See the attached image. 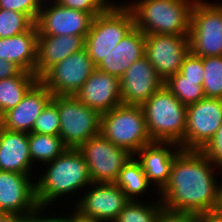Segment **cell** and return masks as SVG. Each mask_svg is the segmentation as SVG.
Masks as SVG:
<instances>
[{
	"mask_svg": "<svg viewBox=\"0 0 222 222\" xmlns=\"http://www.w3.org/2000/svg\"><path fill=\"white\" fill-rule=\"evenodd\" d=\"M205 97L222 99V56L203 58Z\"/></svg>",
	"mask_w": 222,
	"mask_h": 222,
	"instance_id": "cell-28",
	"label": "cell"
},
{
	"mask_svg": "<svg viewBox=\"0 0 222 222\" xmlns=\"http://www.w3.org/2000/svg\"><path fill=\"white\" fill-rule=\"evenodd\" d=\"M181 150L174 142L152 141L133 155L140 163L148 182L152 187L155 185L154 189L157 187V193L168 183L175 156Z\"/></svg>",
	"mask_w": 222,
	"mask_h": 222,
	"instance_id": "cell-17",
	"label": "cell"
},
{
	"mask_svg": "<svg viewBox=\"0 0 222 222\" xmlns=\"http://www.w3.org/2000/svg\"><path fill=\"white\" fill-rule=\"evenodd\" d=\"M163 85L164 81L144 56L133 62L120 78L122 104L142 106Z\"/></svg>",
	"mask_w": 222,
	"mask_h": 222,
	"instance_id": "cell-15",
	"label": "cell"
},
{
	"mask_svg": "<svg viewBox=\"0 0 222 222\" xmlns=\"http://www.w3.org/2000/svg\"><path fill=\"white\" fill-rule=\"evenodd\" d=\"M190 52L189 35H145V56L165 82Z\"/></svg>",
	"mask_w": 222,
	"mask_h": 222,
	"instance_id": "cell-12",
	"label": "cell"
},
{
	"mask_svg": "<svg viewBox=\"0 0 222 222\" xmlns=\"http://www.w3.org/2000/svg\"><path fill=\"white\" fill-rule=\"evenodd\" d=\"M195 0H135L125 5L135 27L145 35H189L191 9Z\"/></svg>",
	"mask_w": 222,
	"mask_h": 222,
	"instance_id": "cell-3",
	"label": "cell"
},
{
	"mask_svg": "<svg viewBox=\"0 0 222 222\" xmlns=\"http://www.w3.org/2000/svg\"><path fill=\"white\" fill-rule=\"evenodd\" d=\"M39 79L33 73L21 71L17 76L0 80V117L17 106Z\"/></svg>",
	"mask_w": 222,
	"mask_h": 222,
	"instance_id": "cell-24",
	"label": "cell"
},
{
	"mask_svg": "<svg viewBox=\"0 0 222 222\" xmlns=\"http://www.w3.org/2000/svg\"><path fill=\"white\" fill-rule=\"evenodd\" d=\"M155 203L143 204L142 201L130 200L115 222H155L159 210L163 207L161 200Z\"/></svg>",
	"mask_w": 222,
	"mask_h": 222,
	"instance_id": "cell-29",
	"label": "cell"
},
{
	"mask_svg": "<svg viewBox=\"0 0 222 222\" xmlns=\"http://www.w3.org/2000/svg\"><path fill=\"white\" fill-rule=\"evenodd\" d=\"M134 27L133 15L125 4L96 15L85 37V48L94 65L97 66Z\"/></svg>",
	"mask_w": 222,
	"mask_h": 222,
	"instance_id": "cell-6",
	"label": "cell"
},
{
	"mask_svg": "<svg viewBox=\"0 0 222 222\" xmlns=\"http://www.w3.org/2000/svg\"><path fill=\"white\" fill-rule=\"evenodd\" d=\"M44 2L48 3L49 0H0V8L24 13L35 23Z\"/></svg>",
	"mask_w": 222,
	"mask_h": 222,
	"instance_id": "cell-32",
	"label": "cell"
},
{
	"mask_svg": "<svg viewBox=\"0 0 222 222\" xmlns=\"http://www.w3.org/2000/svg\"><path fill=\"white\" fill-rule=\"evenodd\" d=\"M145 56V34L134 27L96 66V69L121 78L128 67Z\"/></svg>",
	"mask_w": 222,
	"mask_h": 222,
	"instance_id": "cell-21",
	"label": "cell"
},
{
	"mask_svg": "<svg viewBox=\"0 0 222 222\" xmlns=\"http://www.w3.org/2000/svg\"><path fill=\"white\" fill-rule=\"evenodd\" d=\"M141 107L151 140L174 142L184 150L187 106L163 85Z\"/></svg>",
	"mask_w": 222,
	"mask_h": 222,
	"instance_id": "cell-4",
	"label": "cell"
},
{
	"mask_svg": "<svg viewBox=\"0 0 222 222\" xmlns=\"http://www.w3.org/2000/svg\"><path fill=\"white\" fill-rule=\"evenodd\" d=\"M0 222H22V215L0 213Z\"/></svg>",
	"mask_w": 222,
	"mask_h": 222,
	"instance_id": "cell-40",
	"label": "cell"
},
{
	"mask_svg": "<svg viewBox=\"0 0 222 222\" xmlns=\"http://www.w3.org/2000/svg\"><path fill=\"white\" fill-rule=\"evenodd\" d=\"M114 183L120 187L125 195L132 201H139V199L136 198H139L141 194H145L151 185L135 156H132L122 167Z\"/></svg>",
	"mask_w": 222,
	"mask_h": 222,
	"instance_id": "cell-25",
	"label": "cell"
},
{
	"mask_svg": "<svg viewBox=\"0 0 222 222\" xmlns=\"http://www.w3.org/2000/svg\"><path fill=\"white\" fill-rule=\"evenodd\" d=\"M203 215L193 212H181L162 207L156 217L155 222H204Z\"/></svg>",
	"mask_w": 222,
	"mask_h": 222,
	"instance_id": "cell-34",
	"label": "cell"
},
{
	"mask_svg": "<svg viewBox=\"0 0 222 222\" xmlns=\"http://www.w3.org/2000/svg\"><path fill=\"white\" fill-rule=\"evenodd\" d=\"M201 152L222 171V123Z\"/></svg>",
	"mask_w": 222,
	"mask_h": 222,
	"instance_id": "cell-35",
	"label": "cell"
},
{
	"mask_svg": "<svg viewBox=\"0 0 222 222\" xmlns=\"http://www.w3.org/2000/svg\"><path fill=\"white\" fill-rule=\"evenodd\" d=\"M179 73L185 76V80L199 81V85H203V57L193 55L189 52L184 58Z\"/></svg>",
	"mask_w": 222,
	"mask_h": 222,
	"instance_id": "cell-33",
	"label": "cell"
},
{
	"mask_svg": "<svg viewBox=\"0 0 222 222\" xmlns=\"http://www.w3.org/2000/svg\"><path fill=\"white\" fill-rule=\"evenodd\" d=\"M101 11H112L119 8L122 4H114L110 0H91ZM111 2V3H110Z\"/></svg>",
	"mask_w": 222,
	"mask_h": 222,
	"instance_id": "cell-39",
	"label": "cell"
},
{
	"mask_svg": "<svg viewBox=\"0 0 222 222\" xmlns=\"http://www.w3.org/2000/svg\"><path fill=\"white\" fill-rule=\"evenodd\" d=\"M32 165L28 133L0 126V171L30 174Z\"/></svg>",
	"mask_w": 222,
	"mask_h": 222,
	"instance_id": "cell-22",
	"label": "cell"
},
{
	"mask_svg": "<svg viewBox=\"0 0 222 222\" xmlns=\"http://www.w3.org/2000/svg\"><path fill=\"white\" fill-rule=\"evenodd\" d=\"M32 132L45 135L59 136L60 118L57 106L50 101L37 117Z\"/></svg>",
	"mask_w": 222,
	"mask_h": 222,
	"instance_id": "cell-31",
	"label": "cell"
},
{
	"mask_svg": "<svg viewBox=\"0 0 222 222\" xmlns=\"http://www.w3.org/2000/svg\"><path fill=\"white\" fill-rule=\"evenodd\" d=\"M90 186L93 188H88L85 196L75 204V212L100 222H115L130 199L115 183H92Z\"/></svg>",
	"mask_w": 222,
	"mask_h": 222,
	"instance_id": "cell-13",
	"label": "cell"
},
{
	"mask_svg": "<svg viewBox=\"0 0 222 222\" xmlns=\"http://www.w3.org/2000/svg\"><path fill=\"white\" fill-rule=\"evenodd\" d=\"M47 164L49 168L35 182L38 206L48 207L66 194L92 184L88 166L77 148H67Z\"/></svg>",
	"mask_w": 222,
	"mask_h": 222,
	"instance_id": "cell-2",
	"label": "cell"
},
{
	"mask_svg": "<svg viewBox=\"0 0 222 222\" xmlns=\"http://www.w3.org/2000/svg\"><path fill=\"white\" fill-rule=\"evenodd\" d=\"M215 165L199 150H181L174 159L170 178L159 192L162 206L204 217L216 213L219 185ZM213 169V170H212Z\"/></svg>",
	"mask_w": 222,
	"mask_h": 222,
	"instance_id": "cell-1",
	"label": "cell"
},
{
	"mask_svg": "<svg viewBox=\"0 0 222 222\" xmlns=\"http://www.w3.org/2000/svg\"><path fill=\"white\" fill-rule=\"evenodd\" d=\"M52 1V0H51ZM59 5L89 13L93 18L102 11L91 0H53Z\"/></svg>",
	"mask_w": 222,
	"mask_h": 222,
	"instance_id": "cell-36",
	"label": "cell"
},
{
	"mask_svg": "<svg viewBox=\"0 0 222 222\" xmlns=\"http://www.w3.org/2000/svg\"><path fill=\"white\" fill-rule=\"evenodd\" d=\"M31 160L44 165L60 156L68 147L64 144L60 136L28 133Z\"/></svg>",
	"mask_w": 222,
	"mask_h": 222,
	"instance_id": "cell-26",
	"label": "cell"
},
{
	"mask_svg": "<svg viewBox=\"0 0 222 222\" xmlns=\"http://www.w3.org/2000/svg\"><path fill=\"white\" fill-rule=\"evenodd\" d=\"M204 222H222V215L213 213L212 215L206 216Z\"/></svg>",
	"mask_w": 222,
	"mask_h": 222,
	"instance_id": "cell-42",
	"label": "cell"
},
{
	"mask_svg": "<svg viewBox=\"0 0 222 222\" xmlns=\"http://www.w3.org/2000/svg\"><path fill=\"white\" fill-rule=\"evenodd\" d=\"M222 123V99L207 98L188 105L184 150L201 151Z\"/></svg>",
	"mask_w": 222,
	"mask_h": 222,
	"instance_id": "cell-11",
	"label": "cell"
},
{
	"mask_svg": "<svg viewBox=\"0 0 222 222\" xmlns=\"http://www.w3.org/2000/svg\"><path fill=\"white\" fill-rule=\"evenodd\" d=\"M190 52L199 57L222 56V3L195 0L190 17Z\"/></svg>",
	"mask_w": 222,
	"mask_h": 222,
	"instance_id": "cell-8",
	"label": "cell"
},
{
	"mask_svg": "<svg viewBox=\"0 0 222 222\" xmlns=\"http://www.w3.org/2000/svg\"><path fill=\"white\" fill-rule=\"evenodd\" d=\"M51 3L50 6H45L43 3L39 11L35 22L39 35L86 36L88 34L93 20L89 13L63 7L55 1Z\"/></svg>",
	"mask_w": 222,
	"mask_h": 222,
	"instance_id": "cell-14",
	"label": "cell"
},
{
	"mask_svg": "<svg viewBox=\"0 0 222 222\" xmlns=\"http://www.w3.org/2000/svg\"><path fill=\"white\" fill-rule=\"evenodd\" d=\"M216 213L222 215V182L221 185H219V203L216 209Z\"/></svg>",
	"mask_w": 222,
	"mask_h": 222,
	"instance_id": "cell-43",
	"label": "cell"
},
{
	"mask_svg": "<svg viewBox=\"0 0 222 222\" xmlns=\"http://www.w3.org/2000/svg\"><path fill=\"white\" fill-rule=\"evenodd\" d=\"M22 69L15 63L0 59V80L17 76Z\"/></svg>",
	"mask_w": 222,
	"mask_h": 222,
	"instance_id": "cell-38",
	"label": "cell"
},
{
	"mask_svg": "<svg viewBox=\"0 0 222 222\" xmlns=\"http://www.w3.org/2000/svg\"><path fill=\"white\" fill-rule=\"evenodd\" d=\"M164 85L185 106L194 104L205 97L203 85H199V81L185 80V76L179 72L171 75Z\"/></svg>",
	"mask_w": 222,
	"mask_h": 222,
	"instance_id": "cell-27",
	"label": "cell"
},
{
	"mask_svg": "<svg viewBox=\"0 0 222 222\" xmlns=\"http://www.w3.org/2000/svg\"><path fill=\"white\" fill-rule=\"evenodd\" d=\"M32 175L0 171V213L23 216L38 206Z\"/></svg>",
	"mask_w": 222,
	"mask_h": 222,
	"instance_id": "cell-16",
	"label": "cell"
},
{
	"mask_svg": "<svg viewBox=\"0 0 222 222\" xmlns=\"http://www.w3.org/2000/svg\"><path fill=\"white\" fill-rule=\"evenodd\" d=\"M34 23L21 12L0 8V38H7L26 32Z\"/></svg>",
	"mask_w": 222,
	"mask_h": 222,
	"instance_id": "cell-30",
	"label": "cell"
},
{
	"mask_svg": "<svg viewBox=\"0 0 222 222\" xmlns=\"http://www.w3.org/2000/svg\"><path fill=\"white\" fill-rule=\"evenodd\" d=\"M73 215L70 216V222H100L98 220H93L91 218L82 217L77 212H72Z\"/></svg>",
	"mask_w": 222,
	"mask_h": 222,
	"instance_id": "cell-41",
	"label": "cell"
},
{
	"mask_svg": "<svg viewBox=\"0 0 222 222\" xmlns=\"http://www.w3.org/2000/svg\"><path fill=\"white\" fill-rule=\"evenodd\" d=\"M74 96L100 114L106 113L122 104L120 79L95 69Z\"/></svg>",
	"mask_w": 222,
	"mask_h": 222,
	"instance_id": "cell-19",
	"label": "cell"
},
{
	"mask_svg": "<svg viewBox=\"0 0 222 222\" xmlns=\"http://www.w3.org/2000/svg\"><path fill=\"white\" fill-rule=\"evenodd\" d=\"M38 35L34 23L24 33L0 38V59L13 62L23 71L35 74Z\"/></svg>",
	"mask_w": 222,
	"mask_h": 222,
	"instance_id": "cell-23",
	"label": "cell"
},
{
	"mask_svg": "<svg viewBox=\"0 0 222 222\" xmlns=\"http://www.w3.org/2000/svg\"><path fill=\"white\" fill-rule=\"evenodd\" d=\"M46 211V207H42V206H37L35 209H33L32 211L28 212L27 214L22 216V222H70V217L68 216H55L52 217L48 216L46 217V215L43 214V212L41 213V211L43 210ZM43 216L45 217H42ZM40 215V216H39Z\"/></svg>",
	"mask_w": 222,
	"mask_h": 222,
	"instance_id": "cell-37",
	"label": "cell"
},
{
	"mask_svg": "<svg viewBox=\"0 0 222 222\" xmlns=\"http://www.w3.org/2000/svg\"><path fill=\"white\" fill-rule=\"evenodd\" d=\"M82 154L92 183H114L122 167L133 156L98 134L77 148Z\"/></svg>",
	"mask_w": 222,
	"mask_h": 222,
	"instance_id": "cell-9",
	"label": "cell"
},
{
	"mask_svg": "<svg viewBox=\"0 0 222 222\" xmlns=\"http://www.w3.org/2000/svg\"><path fill=\"white\" fill-rule=\"evenodd\" d=\"M96 69L86 48L49 68L39 80L54 95H75Z\"/></svg>",
	"mask_w": 222,
	"mask_h": 222,
	"instance_id": "cell-10",
	"label": "cell"
},
{
	"mask_svg": "<svg viewBox=\"0 0 222 222\" xmlns=\"http://www.w3.org/2000/svg\"><path fill=\"white\" fill-rule=\"evenodd\" d=\"M60 118L59 136L68 148H78L100 134L101 114L74 95H54L51 100Z\"/></svg>",
	"mask_w": 222,
	"mask_h": 222,
	"instance_id": "cell-7",
	"label": "cell"
},
{
	"mask_svg": "<svg viewBox=\"0 0 222 222\" xmlns=\"http://www.w3.org/2000/svg\"><path fill=\"white\" fill-rule=\"evenodd\" d=\"M52 97L53 94L38 80L17 106L0 117V126L10 131L32 132L37 117Z\"/></svg>",
	"mask_w": 222,
	"mask_h": 222,
	"instance_id": "cell-18",
	"label": "cell"
},
{
	"mask_svg": "<svg viewBox=\"0 0 222 222\" xmlns=\"http://www.w3.org/2000/svg\"><path fill=\"white\" fill-rule=\"evenodd\" d=\"M100 134L132 155L152 142L141 106L121 104L101 114Z\"/></svg>",
	"mask_w": 222,
	"mask_h": 222,
	"instance_id": "cell-5",
	"label": "cell"
},
{
	"mask_svg": "<svg viewBox=\"0 0 222 222\" xmlns=\"http://www.w3.org/2000/svg\"><path fill=\"white\" fill-rule=\"evenodd\" d=\"M85 37L38 35L35 76L39 79L53 65L84 49Z\"/></svg>",
	"mask_w": 222,
	"mask_h": 222,
	"instance_id": "cell-20",
	"label": "cell"
}]
</instances>
